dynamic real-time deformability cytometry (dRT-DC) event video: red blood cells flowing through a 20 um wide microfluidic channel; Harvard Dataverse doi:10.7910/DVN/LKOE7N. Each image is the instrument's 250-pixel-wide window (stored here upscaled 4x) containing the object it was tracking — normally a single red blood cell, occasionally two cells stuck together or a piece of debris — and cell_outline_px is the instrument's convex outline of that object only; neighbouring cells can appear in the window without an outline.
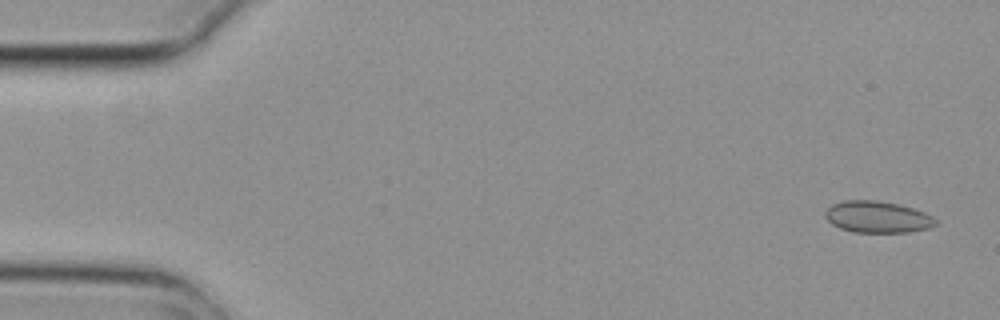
{"species": "common noctule bat (a hibernating species)", "species_latin": "Nyctalus noctula", "temperature_condition": "cold", "stored_images_in_passage": 3, "camera_frame_rate_fps": 3000, "um_per_image_px": 0.085, "animal": {"sex": "female", "body_mass_g": 29.2, "forearm_length_mm": 56.3}, "frame": {"image": 1, "passage_image": 1, "time_ms": 0.0, "image_size_px": [1000, 320], "cell_outline_px": [[936, 224], [928, 228], [908, 232], [852, 232], [840, 228], [832, 224], [824, 216], [824, 212], [832, 204], [844, 200], [876, 200], [900, 204], [924, 212], [932, 216], [936, 220]], "centroid_in_image_um": [74.56, 18.43], "position_along_channel_um": 10.4, "area_um2": 20.35}}
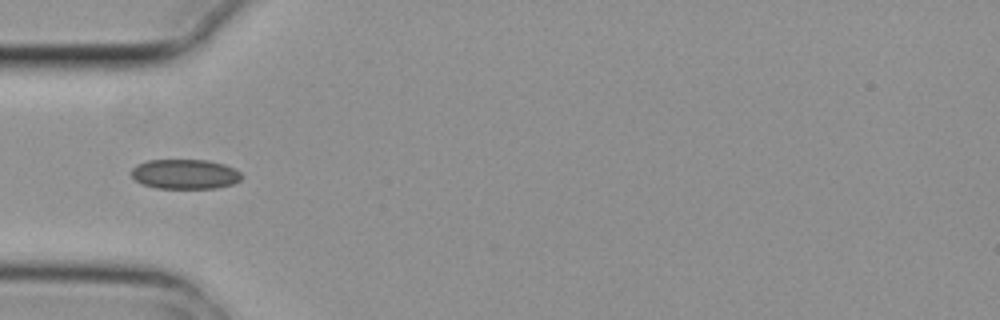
{"frame": {"image": 2, "passage_image": 3, "time_ms": 0.667, "image_size_px": [1000, 320], "cell_outline_px": [[244, 176], [240, 180], [232, 184], [216, 188], [156, 188], [144, 184], [136, 180], [132, 176], [132, 168], [136, 164], [148, 160], [208, 160], [224, 164], [240, 172]], "centroid_in_image_um": [15.73, 14.79], "position_along_channel_um": 69.3, "area_um2": 19.07}}